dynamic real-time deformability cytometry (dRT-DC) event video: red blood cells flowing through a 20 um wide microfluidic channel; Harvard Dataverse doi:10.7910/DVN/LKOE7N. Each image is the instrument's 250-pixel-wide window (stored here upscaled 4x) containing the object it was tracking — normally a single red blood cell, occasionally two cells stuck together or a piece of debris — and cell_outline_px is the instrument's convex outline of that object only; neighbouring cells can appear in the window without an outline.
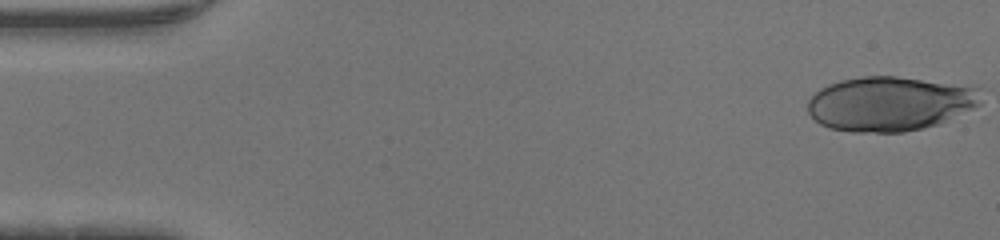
{"species": "human", "species_latin": "Homo sapiens", "temperature_condition": "warm", "stored_images_in_passage": 46, "camera_frame_rate_fps": 3000, "um_per_image_px": 0.085, "donor": {"sex": "male"}, "frame": {"image": 1, "passage_image": 1, "time_ms": 0.0, "image_size_px": [1000, 240], "cell_outline_px": [[980, 104], [940, 124], [924, 128], [904, 132], [852, 132], [828, 128], [820, 124], [808, 112], [808, 100], [820, 88], [828, 84], [840, 80], [864, 76], [896, 76], [976, 88]], "centroid_in_image_um": [75.55, 8.83], "position_along_channel_um": 9.4, "area_um2": 54.45}}
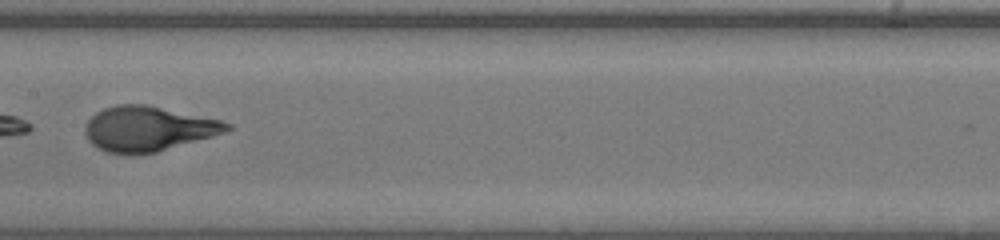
{"frame": {"image": 2, "passage_image": 24, "time_ms": 7.667, "image_size_px": [1000, 240], "cell_outline_px": [[232, 128], [224, 132], [212, 136], [156, 152], [108, 152], [92, 144], [88, 140], [84, 132], [84, 128], [88, 120], [96, 112], [104, 108], [116, 104], [144, 104], [220, 120], [232, 124]], "centroid_in_image_um": [12.57, 10.91], "position_along_channel_um": 194.8, "area_um2": 36.3}}
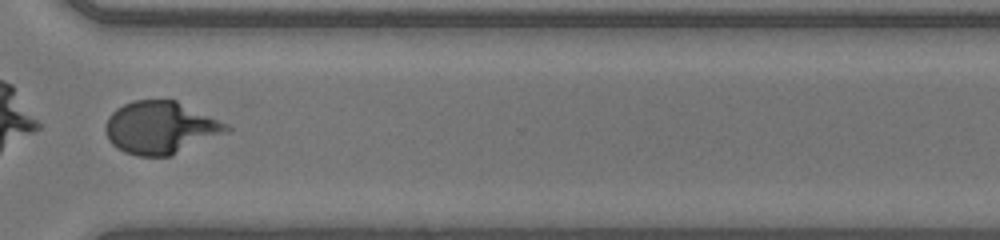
{"frame": {"image": 3, "passage_image": 35, "time_ms": 11.333, "image_size_px": [1000, 240], "cell_outline_px": [[232, 128], [228, 132], [172, 156], [136, 156], [124, 152], [116, 148], [108, 140], [104, 128], [104, 124], [108, 116], [116, 108], [132, 100], [176, 100], [228, 124]], "centroid_in_image_um": [13.63, 10.86], "position_along_channel_um": 357.0, "area_um2": 37.34}}